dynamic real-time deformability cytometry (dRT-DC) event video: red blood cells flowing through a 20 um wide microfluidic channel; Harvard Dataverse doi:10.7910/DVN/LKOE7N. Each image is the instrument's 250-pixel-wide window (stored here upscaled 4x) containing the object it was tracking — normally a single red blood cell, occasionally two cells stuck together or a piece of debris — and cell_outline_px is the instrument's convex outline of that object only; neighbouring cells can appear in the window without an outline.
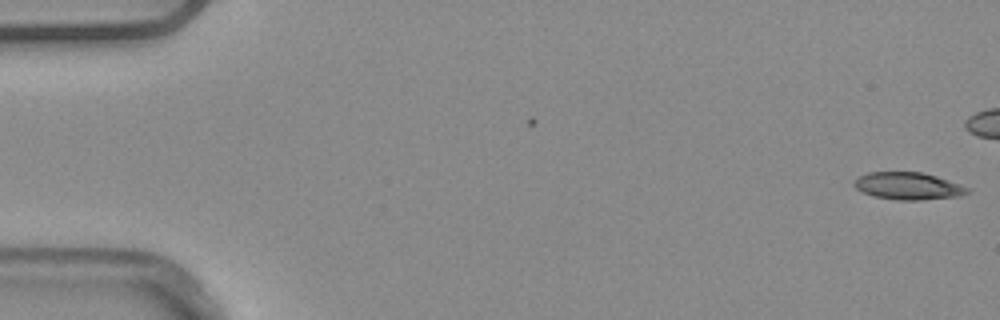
{"species": "common noctule bat (a hibernating species)", "species_latin": "Nyctalus noctula", "temperature_condition": "warm", "stored_images_in_passage": 7, "camera_frame_rate_fps": 3000, "um_per_image_px": 0.085, "animal": {"sex": "male", "body_mass_g": 20.4}, "frame": {"image": 1, "passage_image": 1, "time_ms": 0.0, "image_size_px": [1000, 320], "cell_outline_px": [[972, 188], [968, 192], [960, 196], [920, 200], [896, 200], [876, 196], [864, 192], [856, 188], [852, 184], [852, 180], [868, 172], [924, 172]], "centroid_in_image_um": [77.2, 15.8], "position_along_channel_um": 7.8, "area_um2": 18.03}}